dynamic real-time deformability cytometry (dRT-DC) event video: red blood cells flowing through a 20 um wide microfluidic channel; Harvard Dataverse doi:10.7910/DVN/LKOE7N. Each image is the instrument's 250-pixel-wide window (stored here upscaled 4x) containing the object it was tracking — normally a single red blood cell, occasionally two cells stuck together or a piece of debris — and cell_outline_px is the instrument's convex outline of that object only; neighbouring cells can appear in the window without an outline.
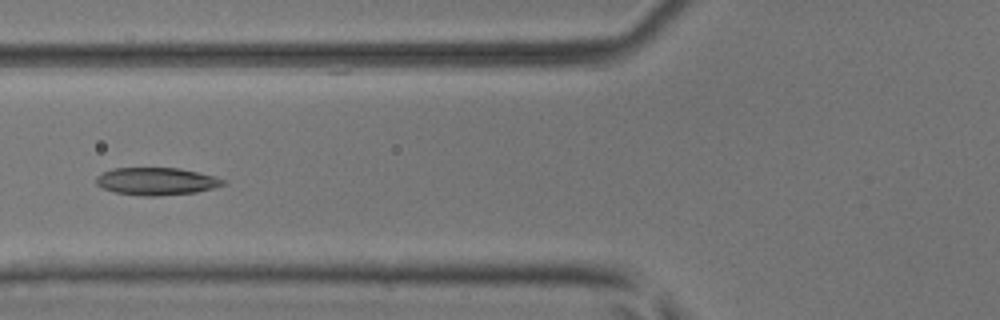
{"species": "common noctule bat (a hibernating species)", "species_latin": "Nyctalus noctula", "temperature_condition": "room temperature", "stored_images_in_passage": 54, "segment_of_instrument_passage": [1, 2], "camera_frame_rate_fps": 3000, "um_per_image_px": 0.085, "animal": {"sex": "male", "body_mass_g": 17.9, "forearm_length_mm": 54.2}, "frame": {"image": 1, "passage_image": 21, "time_ms": 6.667, "image_size_px": [1000, 320], "cell_outline_px": [[228, 184], [196, 192], [156, 196], [144, 196], [116, 192], [104, 188], [96, 184], [96, 176], [100, 172], [112, 168], [180, 168], [228, 180]], "centroid_in_image_um": [13.29, 15.4], "position_along_channel_um": 112.5, "area_um2": 20.35}}
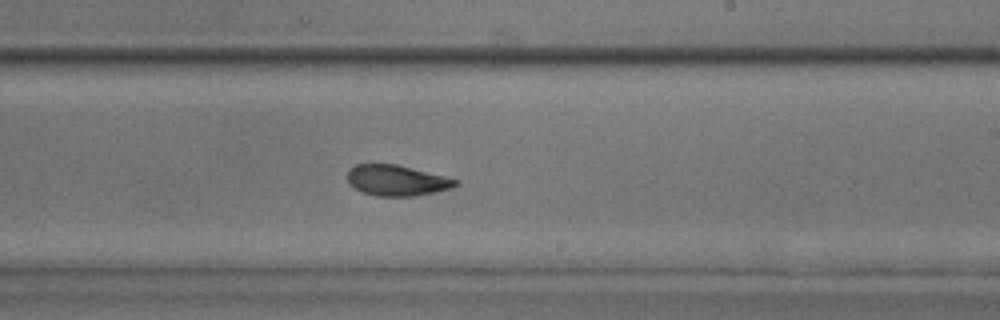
{"frame": {"image": 2, "passage_image": 32, "time_ms": 10.333, "image_size_px": [1000, 320], "cell_outline_px": [[460, 184], [452, 188], [412, 196], [376, 196], [364, 192], [348, 184], [348, 168], [356, 164], [396, 164], [460, 180]], "centroid_in_image_um": [33.72, 15.33], "position_along_channel_um": 255.3, "area_um2": 19.25}}
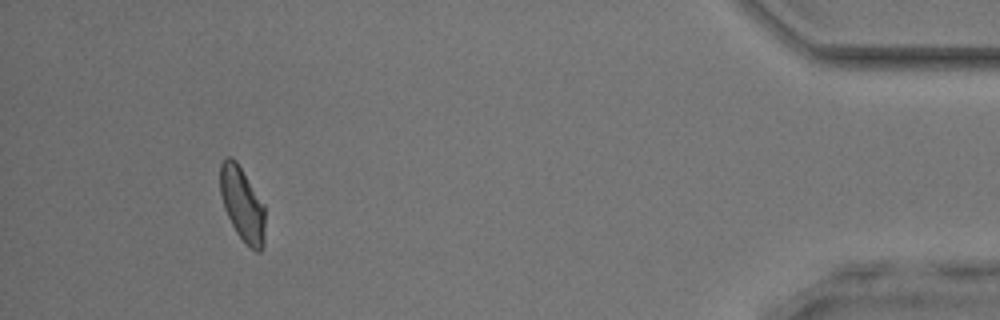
{"frame": {"image": 3, "passage_image": 49, "time_ms": 16.0, "image_size_px": [1000, 320], "cell_outline_px": [[264, 244], [260, 252], [256, 252], [248, 248], [244, 244], [236, 232], [224, 208], [220, 192], [220, 164], [224, 156], [232, 156], [236, 160], [264, 204]], "centroid_in_image_um": [20.59, 17.36], "position_along_channel_um": 414.6, "area_um2": 19.59}}